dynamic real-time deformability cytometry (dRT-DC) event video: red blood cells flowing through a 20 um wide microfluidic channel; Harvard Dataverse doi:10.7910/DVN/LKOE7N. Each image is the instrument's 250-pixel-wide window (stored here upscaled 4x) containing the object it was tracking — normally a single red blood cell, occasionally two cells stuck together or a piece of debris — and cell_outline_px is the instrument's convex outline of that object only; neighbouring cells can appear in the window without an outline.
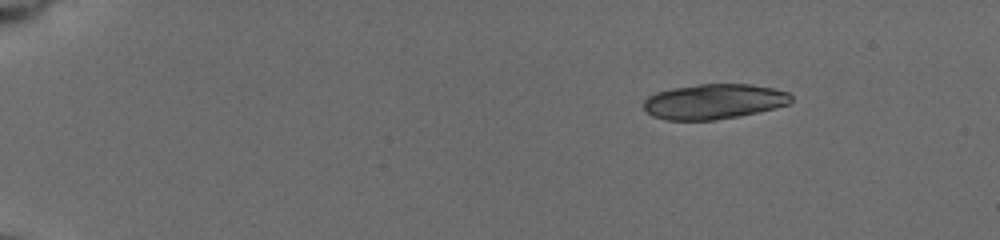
{"species": "common noctule bat (a hibernating species)", "species_latin": "Nyctalus noctula", "temperature_condition": "cold", "stored_images_in_passage": 15, "camera_frame_rate_fps": 3000, "um_per_image_px": 0.085, "animal": {"sex": "female", "body_mass_g": 19.5, "forearm_length_mm": 54.1}, "frame": {"image": 1, "passage_image": 1, "time_ms": 0.0, "image_size_px": [1000, 240], "cell_outline_px": [[792, 100], [788, 104], [776, 108], [736, 116], [712, 120], [668, 120], [652, 116], [644, 108], [644, 100], [648, 96], [656, 92], [672, 88], [700, 84], [752, 84], [772, 88], [788, 92], [792, 96]], "centroid_in_image_um": [60.67, 8.62], "position_along_channel_um": 24.3, "area_um2": 30.06}}